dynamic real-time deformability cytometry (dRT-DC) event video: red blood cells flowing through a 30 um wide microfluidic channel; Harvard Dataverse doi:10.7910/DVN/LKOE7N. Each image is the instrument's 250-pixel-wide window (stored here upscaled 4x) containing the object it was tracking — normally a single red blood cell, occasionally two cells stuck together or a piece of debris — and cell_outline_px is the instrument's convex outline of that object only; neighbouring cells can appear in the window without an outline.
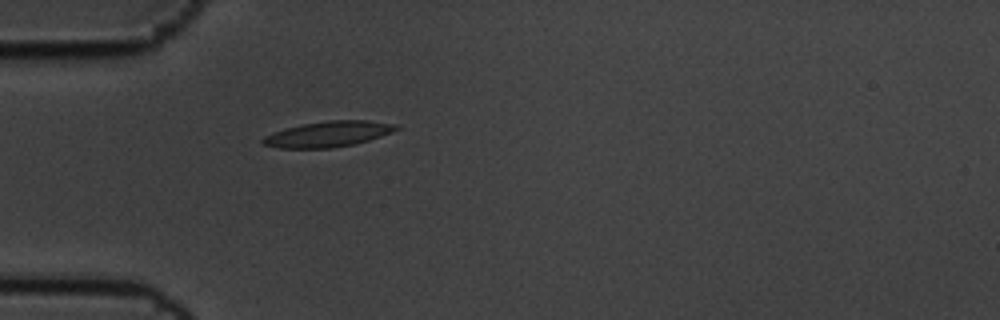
{"species": "common noctule bat (a hibernating species)", "species_latin": "Nyctalus noctula", "temperature_condition": "cold", "stored_images_in_passage": 1, "camera_frame_rate_fps": 3000, "um_per_image_px": 0.085, "animal": {"sex": "male", "body_mass_g": 19.5, "forearm_length_mm": 54.6}, "frame": {"image": 1, "passage_image": 1, "time_ms": 0.0, "image_size_px": [1000, 320], "cell_outline_px": [[400, 128], [392, 132], [356, 144], [332, 148], [280, 148], [260, 144], [260, 140], [264, 136], [272, 132], [284, 128], [304, 124], [328, 120], [368, 120], [396, 124]], "centroid_in_image_um": [27.86, 11.4], "position_along_channel_um": 57.1, "area_um2": 20.06}}